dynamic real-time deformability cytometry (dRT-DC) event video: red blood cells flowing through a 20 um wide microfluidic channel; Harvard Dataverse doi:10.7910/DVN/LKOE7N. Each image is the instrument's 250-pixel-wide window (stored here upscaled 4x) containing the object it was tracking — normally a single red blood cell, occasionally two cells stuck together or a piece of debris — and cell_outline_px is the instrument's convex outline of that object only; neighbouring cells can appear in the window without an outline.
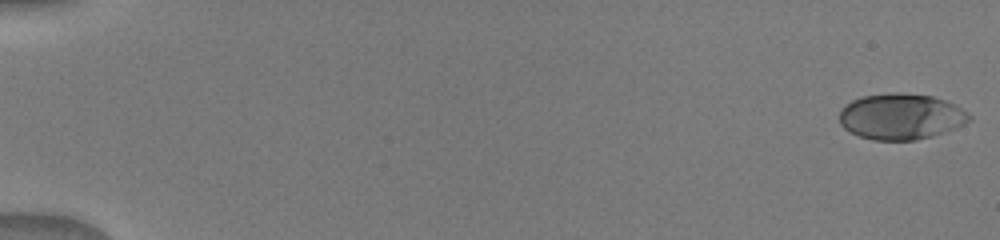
{"species": "human", "species_latin": "Homo sapiens", "temperature_condition": "warm", "stored_images_in_passage": 11, "camera_frame_rate_fps": 3000, "um_per_image_px": 0.085, "donor": {"sex": "male"}, "frame": {"image": 1, "passage_image": 1, "time_ms": 0.0, "image_size_px": [1000, 240], "cell_outline_px": [[972, 120], [956, 128], [932, 136], [916, 140], [872, 140], [860, 136], [844, 128], [840, 124], [840, 108], [852, 100], [860, 96], [896, 92], [900, 92], [932, 96], [944, 100], [968, 112], [972, 116]], "centroid_in_image_um": [76.58, 9.9], "position_along_channel_um": 8.4, "area_um2": 34.85}}
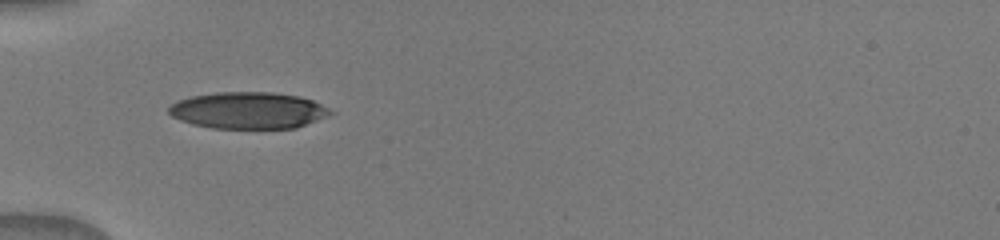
{"frame": {"image": 2, "passage_image": 10, "time_ms": 5.667, "image_size_px": [1000, 240], "cell_outline_px": [[332, 112], [316, 120], [296, 128], [212, 128], [192, 124], [180, 120], [172, 116], [168, 112], [168, 108], [172, 104], [180, 100], [192, 96], [216, 92], [272, 92], [300, 96], [312, 100], [328, 108]], "centroid_in_image_um": [21.07, 9.38], "position_along_channel_um": 63.9, "area_um2": 34.22}}